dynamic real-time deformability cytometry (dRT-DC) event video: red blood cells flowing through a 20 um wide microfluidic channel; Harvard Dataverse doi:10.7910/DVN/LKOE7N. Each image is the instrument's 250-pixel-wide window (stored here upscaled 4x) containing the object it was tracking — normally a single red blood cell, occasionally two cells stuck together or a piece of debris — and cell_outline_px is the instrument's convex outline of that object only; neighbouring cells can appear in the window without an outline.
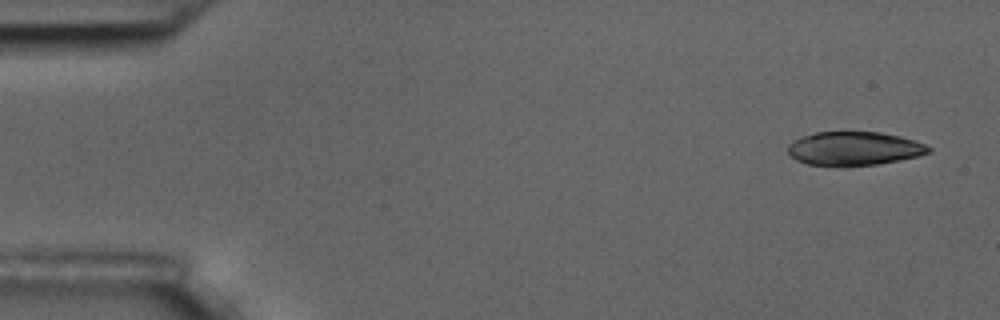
{"species": "common noctule bat (a hibernating species)", "species_latin": "Nyctalus noctula", "temperature_condition": "room temperature", "stored_images_in_passage": 7, "camera_frame_rate_fps": 3000, "um_per_image_px": 0.085, "animal": {"sex": "male", "body_mass_g": 17.5, "forearm_length_mm": 52.3}, "frame": {"image": 1, "passage_image": 1, "time_ms": 0.0, "image_size_px": [1000, 320], "cell_outline_px": [[932, 152], [920, 156], [876, 164], [848, 168], [840, 168], [808, 164], [796, 160], [788, 152], [788, 144], [792, 140], [816, 132], [880, 132], [900, 136], [924, 144], [932, 148]], "centroid_in_image_um": [72.59, 12.66], "position_along_channel_um": 12.4, "area_um2": 28.15}}
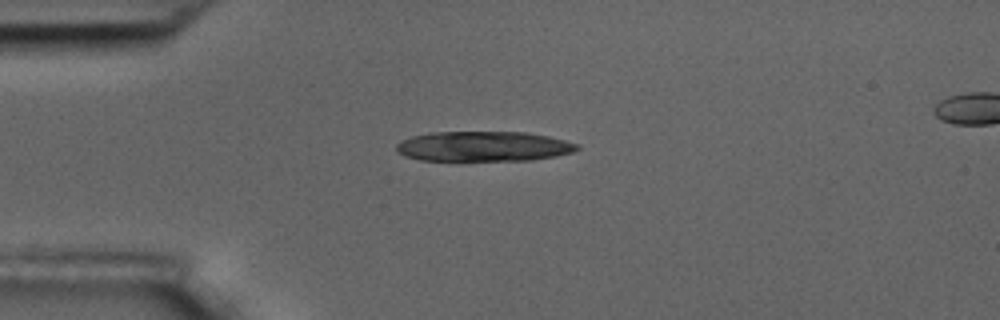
{"frame": {"image": 2, "passage_image": 4, "time_ms": 3.667, "image_size_px": [1000, 320], "cell_outline_px": [[580, 148], [572, 152], [556, 156], [532, 160], [420, 160], [404, 156], [396, 152], [396, 144], [400, 140], [412, 136], [432, 132], [528, 132], [548, 136], [580, 144]], "centroid_in_image_um": [41.08, 12.44], "position_along_channel_um": 43.9, "area_um2": 31.79}}